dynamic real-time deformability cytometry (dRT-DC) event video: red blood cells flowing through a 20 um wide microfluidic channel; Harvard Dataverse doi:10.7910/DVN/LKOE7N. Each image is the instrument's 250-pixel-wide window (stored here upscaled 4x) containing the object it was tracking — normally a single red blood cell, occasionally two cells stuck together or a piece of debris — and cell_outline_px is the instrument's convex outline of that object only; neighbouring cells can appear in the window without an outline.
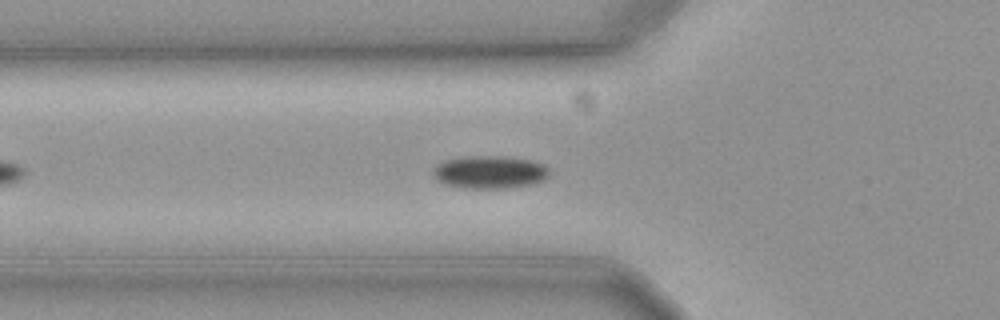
{"species": "common noctule bat (a hibernating species)", "species_latin": "Nyctalus noctula", "temperature_condition": "cold", "stored_images_in_passage": 27, "camera_frame_rate_fps": 3000, "um_per_image_px": 0.085, "animal": {"sex": "female", "body_mass_g": 19.3, "forearm_length_mm": 54.1}, "frame": {"image": 1, "passage_image": 9, "time_ms": 2.667, "image_size_px": [1000, 320], "cell_outline_px": [[548, 176], [544, 180], [532, 184], [508, 188], [460, 188], [444, 184], [436, 180], [432, 176], [432, 172], [436, 164], [444, 160], [464, 156], [504, 156], [532, 160], [544, 164], [548, 168]], "centroid_in_image_um": [41.59, 14.63], "position_along_channel_um": 84.2, "area_um2": 22.6}}
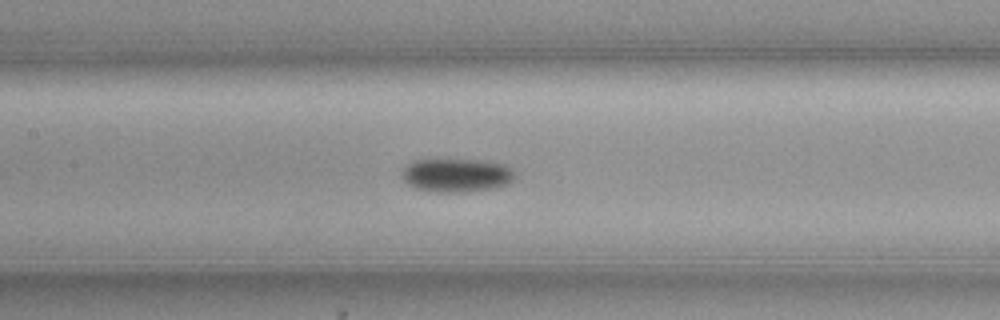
{"frame": {"image": 2, "passage_image": 16, "time_ms": 5.0, "image_size_px": [1000, 320], "cell_outline_px": [[516, 176], [508, 184], [492, 188], [464, 192], [436, 192], [416, 188], [408, 184], [400, 176], [400, 172], [412, 160], [484, 160], [508, 164], [512, 168]], "centroid_in_image_um": [38.82, 14.88], "position_along_channel_um": 168.6, "area_um2": 22.31}}
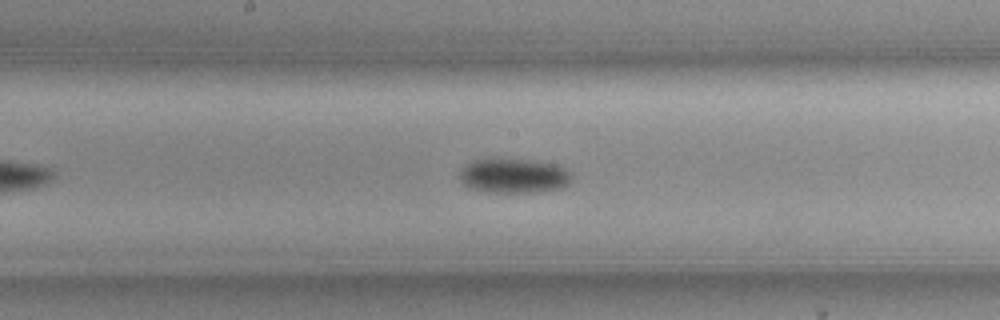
{"frame": {"image": 3, "passage_image": 19, "time_ms": 6.0, "image_size_px": [1000, 320], "cell_outline_px": [[572, 176], [568, 184], [560, 188], [532, 192], [484, 192], [468, 188], [460, 180], [460, 168], [472, 160], [484, 156], [496, 156], [528, 160], [556, 164], [564, 168]], "centroid_in_image_um": [43.56, 14.89], "position_along_channel_um": 204.6, "area_um2": 23.29}}